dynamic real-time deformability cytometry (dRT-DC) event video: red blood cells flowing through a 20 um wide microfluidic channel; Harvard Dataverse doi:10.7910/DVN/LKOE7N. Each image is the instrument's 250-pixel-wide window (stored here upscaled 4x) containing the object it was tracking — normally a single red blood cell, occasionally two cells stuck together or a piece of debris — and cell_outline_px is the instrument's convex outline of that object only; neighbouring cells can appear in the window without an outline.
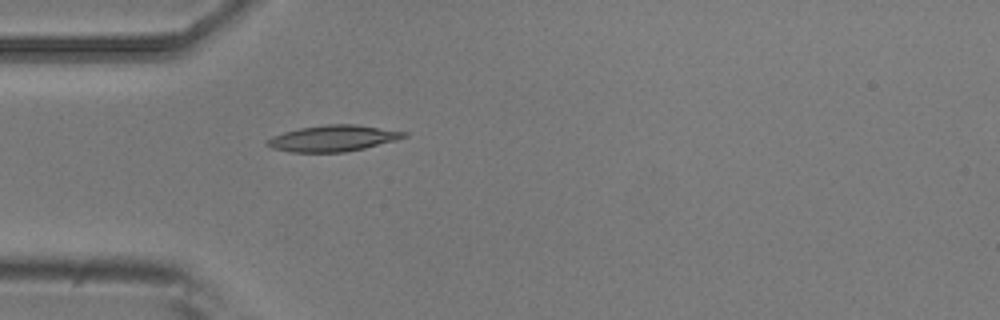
{"species": "common noctule bat (a hibernating species)", "species_latin": "Nyctalus noctula", "temperature_condition": "room temperature", "stored_images_in_passage": 4, "camera_frame_rate_fps": 3000, "um_per_image_px": 0.085, "animal": {"sex": "male", "body_mass_g": 20.5, "forearm_length_mm": 52.5}, "frame": {"image": 1, "passage_image": 4, "time_ms": 1.0, "image_size_px": [1000, 320], "cell_outline_px": [[408, 136], [396, 140], [364, 148], [344, 152], [288, 152], [272, 148], [264, 144], [264, 140], [272, 136], [284, 132], [300, 128], [324, 124], [356, 124], [408, 132]], "centroid_in_image_um": [28.27, 11.75], "position_along_channel_um": 56.7, "area_um2": 20.98}}